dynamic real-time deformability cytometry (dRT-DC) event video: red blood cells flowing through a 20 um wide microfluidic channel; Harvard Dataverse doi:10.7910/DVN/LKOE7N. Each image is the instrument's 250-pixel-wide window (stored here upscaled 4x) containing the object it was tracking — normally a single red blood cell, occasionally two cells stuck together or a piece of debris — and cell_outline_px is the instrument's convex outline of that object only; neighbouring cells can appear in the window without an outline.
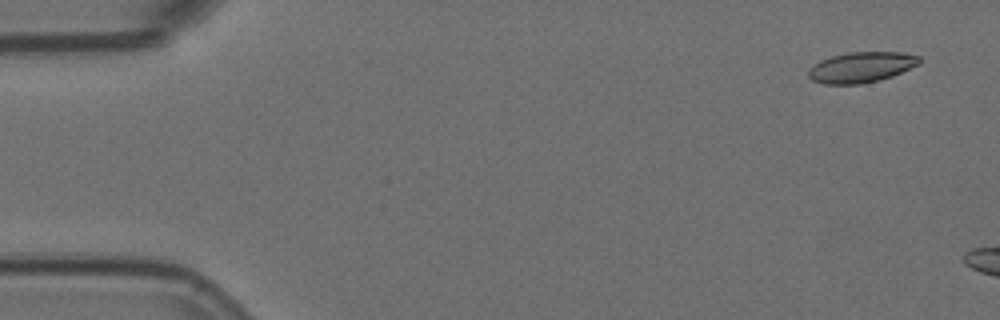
{"species": "Egyptian fruit bat (a non-hibernating species)", "species_latin": "Rousettus aegyptiacus", "temperature_condition": "room temperature", "stored_images_in_passage": 4, "camera_frame_rate_fps": 3000, "um_per_image_px": 0.085, "animal": {"sex": "female"}, "frame": {"image": 1, "passage_image": 1, "time_ms": 0.0, "image_size_px": [1000, 320], "cell_outline_px": [[920, 64], [892, 76], [880, 80], [860, 84], [824, 84], [812, 80], [808, 76], [808, 68], [820, 60], [832, 56], [848, 52], [900, 52], [920, 56]], "centroid_in_image_um": [73.2, 5.71], "position_along_channel_um": 11.8, "area_um2": 19.83}}